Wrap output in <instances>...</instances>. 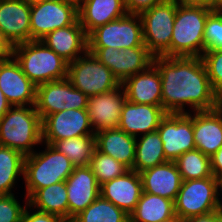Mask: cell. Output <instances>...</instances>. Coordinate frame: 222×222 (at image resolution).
<instances>
[{
	"label": "cell",
	"mask_w": 222,
	"mask_h": 222,
	"mask_svg": "<svg viewBox=\"0 0 222 222\" xmlns=\"http://www.w3.org/2000/svg\"><path fill=\"white\" fill-rule=\"evenodd\" d=\"M11 107V104L7 101L4 93L0 89V119L7 113V111Z\"/></svg>",
	"instance_id": "obj_45"
},
{
	"label": "cell",
	"mask_w": 222,
	"mask_h": 222,
	"mask_svg": "<svg viewBox=\"0 0 222 222\" xmlns=\"http://www.w3.org/2000/svg\"><path fill=\"white\" fill-rule=\"evenodd\" d=\"M31 4L23 0H0V29L15 46L31 41Z\"/></svg>",
	"instance_id": "obj_17"
},
{
	"label": "cell",
	"mask_w": 222,
	"mask_h": 222,
	"mask_svg": "<svg viewBox=\"0 0 222 222\" xmlns=\"http://www.w3.org/2000/svg\"><path fill=\"white\" fill-rule=\"evenodd\" d=\"M185 222H222V211L216 210L206 214L192 216L186 218Z\"/></svg>",
	"instance_id": "obj_41"
},
{
	"label": "cell",
	"mask_w": 222,
	"mask_h": 222,
	"mask_svg": "<svg viewBox=\"0 0 222 222\" xmlns=\"http://www.w3.org/2000/svg\"><path fill=\"white\" fill-rule=\"evenodd\" d=\"M124 0H81L78 20L88 36L94 29L127 15Z\"/></svg>",
	"instance_id": "obj_24"
},
{
	"label": "cell",
	"mask_w": 222,
	"mask_h": 222,
	"mask_svg": "<svg viewBox=\"0 0 222 222\" xmlns=\"http://www.w3.org/2000/svg\"><path fill=\"white\" fill-rule=\"evenodd\" d=\"M168 162L163 150V143L158 131L136 137L135 161L133 169L140 173Z\"/></svg>",
	"instance_id": "obj_28"
},
{
	"label": "cell",
	"mask_w": 222,
	"mask_h": 222,
	"mask_svg": "<svg viewBox=\"0 0 222 222\" xmlns=\"http://www.w3.org/2000/svg\"><path fill=\"white\" fill-rule=\"evenodd\" d=\"M0 89L11 106L36 103V86L23 73L13 56L0 60Z\"/></svg>",
	"instance_id": "obj_15"
},
{
	"label": "cell",
	"mask_w": 222,
	"mask_h": 222,
	"mask_svg": "<svg viewBox=\"0 0 222 222\" xmlns=\"http://www.w3.org/2000/svg\"><path fill=\"white\" fill-rule=\"evenodd\" d=\"M182 180L212 177L210 157L194 149L183 153L175 161Z\"/></svg>",
	"instance_id": "obj_33"
},
{
	"label": "cell",
	"mask_w": 222,
	"mask_h": 222,
	"mask_svg": "<svg viewBox=\"0 0 222 222\" xmlns=\"http://www.w3.org/2000/svg\"><path fill=\"white\" fill-rule=\"evenodd\" d=\"M88 52L110 69L120 83L145 71L152 64L154 57L144 44L120 50L113 47H88Z\"/></svg>",
	"instance_id": "obj_11"
},
{
	"label": "cell",
	"mask_w": 222,
	"mask_h": 222,
	"mask_svg": "<svg viewBox=\"0 0 222 222\" xmlns=\"http://www.w3.org/2000/svg\"><path fill=\"white\" fill-rule=\"evenodd\" d=\"M42 144L46 145L44 151H34L24 159L26 199L39 189L66 181L75 167L68 157L52 145Z\"/></svg>",
	"instance_id": "obj_5"
},
{
	"label": "cell",
	"mask_w": 222,
	"mask_h": 222,
	"mask_svg": "<svg viewBox=\"0 0 222 222\" xmlns=\"http://www.w3.org/2000/svg\"><path fill=\"white\" fill-rule=\"evenodd\" d=\"M14 46L5 37L4 33L0 29V60H4L12 57Z\"/></svg>",
	"instance_id": "obj_43"
},
{
	"label": "cell",
	"mask_w": 222,
	"mask_h": 222,
	"mask_svg": "<svg viewBox=\"0 0 222 222\" xmlns=\"http://www.w3.org/2000/svg\"><path fill=\"white\" fill-rule=\"evenodd\" d=\"M181 5L204 6L217 11V0H175Z\"/></svg>",
	"instance_id": "obj_44"
},
{
	"label": "cell",
	"mask_w": 222,
	"mask_h": 222,
	"mask_svg": "<svg viewBox=\"0 0 222 222\" xmlns=\"http://www.w3.org/2000/svg\"><path fill=\"white\" fill-rule=\"evenodd\" d=\"M161 222H185V219L179 217L178 215H175L172 218Z\"/></svg>",
	"instance_id": "obj_47"
},
{
	"label": "cell",
	"mask_w": 222,
	"mask_h": 222,
	"mask_svg": "<svg viewBox=\"0 0 222 222\" xmlns=\"http://www.w3.org/2000/svg\"><path fill=\"white\" fill-rule=\"evenodd\" d=\"M95 135L86 109H68L47 115L42 120V142L52 145L54 142Z\"/></svg>",
	"instance_id": "obj_13"
},
{
	"label": "cell",
	"mask_w": 222,
	"mask_h": 222,
	"mask_svg": "<svg viewBox=\"0 0 222 222\" xmlns=\"http://www.w3.org/2000/svg\"><path fill=\"white\" fill-rule=\"evenodd\" d=\"M25 156L9 147L0 146V195L14 194L12 189L23 177Z\"/></svg>",
	"instance_id": "obj_30"
},
{
	"label": "cell",
	"mask_w": 222,
	"mask_h": 222,
	"mask_svg": "<svg viewBox=\"0 0 222 222\" xmlns=\"http://www.w3.org/2000/svg\"><path fill=\"white\" fill-rule=\"evenodd\" d=\"M67 102V78L50 81L36 86L35 108L41 119L65 110Z\"/></svg>",
	"instance_id": "obj_29"
},
{
	"label": "cell",
	"mask_w": 222,
	"mask_h": 222,
	"mask_svg": "<svg viewBox=\"0 0 222 222\" xmlns=\"http://www.w3.org/2000/svg\"><path fill=\"white\" fill-rule=\"evenodd\" d=\"M205 51L222 49V11H213L204 29Z\"/></svg>",
	"instance_id": "obj_36"
},
{
	"label": "cell",
	"mask_w": 222,
	"mask_h": 222,
	"mask_svg": "<svg viewBox=\"0 0 222 222\" xmlns=\"http://www.w3.org/2000/svg\"><path fill=\"white\" fill-rule=\"evenodd\" d=\"M88 47L126 49L144 44L140 15L127 14L94 29L88 36Z\"/></svg>",
	"instance_id": "obj_10"
},
{
	"label": "cell",
	"mask_w": 222,
	"mask_h": 222,
	"mask_svg": "<svg viewBox=\"0 0 222 222\" xmlns=\"http://www.w3.org/2000/svg\"><path fill=\"white\" fill-rule=\"evenodd\" d=\"M196 149L212 157L222 146V104L212 110L193 112Z\"/></svg>",
	"instance_id": "obj_20"
},
{
	"label": "cell",
	"mask_w": 222,
	"mask_h": 222,
	"mask_svg": "<svg viewBox=\"0 0 222 222\" xmlns=\"http://www.w3.org/2000/svg\"><path fill=\"white\" fill-rule=\"evenodd\" d=\"M129 216L130 222L165 221L175 216L174 201L142 192L135 210Z\"/></svg>",
	"instance_id": "obj_27"
},
{
	"label": "cell",
	"mask_w": 222,
	"mask_h": 222,
	"mask_svg": "<svg viewBox=\"0 0 222 222\" xmlns=\"http://www.w3.org/2000/svg\"><path fill=\"white\" fill-rule=\"evenodd\" d=\"M88 104V96L76 89L67 79V102H65V110L68 109H86Z\"/></svg>",
	"instance_id": "obj_38"
},
{
	"label": "cell",
	"mask_w": 222,
	"mask_h": 222,
	"mask_svg": "<svg viewBox=\"0 0 222 222\" xmlns=\"http://www.w3.org/2000/svg\"><path fill=\"white\" fill-rule=\"evenodd\" d=\"M167 112L162 106L125 101L118 128L133 137L157 130Z\"/></svg>",
	"instance_id": "obj_18"
},
{
	"label": "cell",
	"mask_w": 222,
	"mask_h": 222,
	"mask_svg": "<svg viewBox=\"0 0 222 222\" xmlns=\"http://www.w3.org/2000/svg\"><path fill=\"white\" fill-rule=\"evenodd\" d=\"M217 11H222V0H217Z\"/></svg>",
	"instance_id": "obj_48"
},
{
	"label": "cell",
	"mask_w": 222,
	"mask_h": 222,
	"mask_svg": "<svg viewBox=\"0 0 222 222\" xmlns=\"http://www.w3.org/2000/svg\"><path fill=\"white\" fill-rule=\"evenodd\" d=\"M142 190L161 197L175 200L182 185V177L174 161L148 168L139 173Z\"/></svg>",
	"instance_id": "obj_23"
},
{
	"label": "cell",
	"mask_w": 222,
	"mask_h": 222,
	"mask_svg": "<svg viewBox=\"0 0 222 222\" xmlns=\"http://www.w3.org/2000/svg\"><path fill=\"white\" fill-rule=\"evenodd\" d=\"M157 131L168 161H175L183 153L196 149L192 113H167Z\"/></svg>",
	"instance_id": "obj_12"
},
{
	"label": "cell",
	"mask_w": 222,
	"mask_h": 222,
	"mask_svg": "<svg viewBox=\"0 0 222 222\" xmlns=\"http://www.w3.org/2000/svg\"><path fill=\"white\" fill-rule=\"evenodd\" d=\"M24 202L21 205L15 194L0 195V222H21L28 199Z\"/></svg>",
	"instance_id": "obj_37"
},
{
	"label": "cell",
	"mask_w": 222,
	"mask_h": 222,
	"mask_svg": "<svg viewBox=\"0 0 222 222\" xmlns=\"http://www.w3.org/2000/svg\"><path fill=\"white\" fill-rule=\"evenodd\" d=\"M73 222H130V216L101 195L73 219Z\"/></svg>",
	"instance_id": "obj_32"
},
{
	"label": "cell",
	"mask_w": 222,
	"mask_h": 222,
	"mask_svg": "<svg viewBox=\"0 0 222 222\" xmlns=\"http://www.w3.org/2000/svg\"><path fill=\"white\" fill-rule=\"evenodd\" d=\"M41 41L68 63L88 51L87 35L78 19L72 25L50 32Z\"/></svg>",
	"instance_id": "obj_22"
},
{
	"label": "cell",
	"mask_w": 222,
	"mask_h": 222,
	"mask_svg": "<svg viewBox=\"0 0 222 222\" xmlns=\"http://www.w3.org/2000/svg\"><path fill=\"white\" fill-rule=\"evenodd\" d=\"M78 19V4L70 0H40L31 4V40L72 25Z\"/></svg>",
	"instance_id": "obj_9"
},
{
	"label": "cell",
	"mask_w": 222,
	"mask_h": 222,
	"mask_svg": "<svg viewBox=\"0 0 222 222\" xmlns=\"http://www.w3.org/2000/svg\"><path fill=\"white\" fill-rule=\"evenodd\" d=\"M52 146L68 157L75 167L89 166L95 149V135L62 139Z\"/></svg>",
	"instance_id": "obj_31"
},
{
	"label": "cell",
	"mask_w": 222,
	"mask_h": 222,
	"mask_svg": "<svg viewBox=\"0 0 222 222\" xmlns=\"http://www.w3.org/2000/svg\"><path fill=\"white\" fill-rule=\"evenodd\" d=\"M217 192L214 176L183 181L174 200L175 215L186 219L219 210Z\"/></svg>",
	"instance_id": "obj_8"
},
{
	"label": "cell",
	"mask_w": 222,
	"mask_h": 222,
	"mask_svg": "<svg viewBox=\"0 0 222 222\" xmlns=\"http://www.w3.org/2000/svg\"><path fill=\"white\" fill-rule=\"evenodd\" d=\"M212 12L213 10L208 7L177 3L170 42V57L202 56L205 52V23Z\"/></svg>",
	"instance_id": "obj_2"
},
{
	"label": "cell",
	"mask_w": 222,
	"mask_h": 222,
	"mask_svg": "<svg viewBox=\"0 0 222 222\" xmlns=\"http://www.w3.org/2000/svg\"><path fill=\"white\" fill-rule=\"evenodd\" d=\"M70 1H73L78 4L81 0H70Z\"/></svg>",
	"instance_id": "obj_50"
},
{
	"label": "cell",
	"mask_w": 222,
	"mask_h": 222,
	"mask_svg": "<svg viewBox=\"0 0 222 222\" xmlns=\"http://www.w3.org/2000/svg\"><path fill=\"white\" fill-rule=\"evenodd\" d=\"M217 193H218V206L219 210L222 211V200L220 199V193L222 194V177L217 179Z\"/></svg>",
	"instance_id": "obj_46"
},
{
	"label": "cell",
	"mask_w": 222,
	"mask_h": 222,
	"mask_svg": "<svg viewBox=\"0 0 222 222\" xmlns=\"http://www.w3.org/2000/svg\"><path fill=\"white\" fill-rule=\"evenodd\" d=\"M177 2L167 0L140 14L143 42L153 56L170 57Z\"/></svg>",
	"instance_id": "obj_6"
},
{
	"label": "cell",
	"mask_w": 222,
	"mask_h": 222,
	"mask_svg": "<svg viewBox=\"0 0 222 222\" xmlns=\"http://www.w3.org/2000/svg\"><path fill=\"white\" fill-rule=\"evenodd\" d=\"M212 175L218 179L222 177V146L210 157Z\"/></svg>",
	"instance_id": "obj_42"
},
{
	"label": "cell",
	"mask_w": 222,
	"mask_h": 222,
	"mask_svg": "<svg viewBox=\"0 0 222 222\" xmlns=\"http://www.w3.org/2000/svg\"><path fill=\"white\" fill-rule=\"evenodd\" d=\"M42 143V119L35 105L12 106L0 119V146L27 156Z\"/></svg>",
	"instance_id": "obj_3"
},
{
	"label": "cell",
	"mask_w": 222,
	"mask_h": 222,
	"mask_svg": "<svg viewBox=\"0 0 222 222\" xmlns=\"http://www.w3.org/2000/svg\"><path fill=\"white\" fill-rule=\"evenodd\" d=\"M33 207L27 204L24 209L21 222H66L62 217L34 210Z\"/></svg>",
	"instance_id": "obj_39"
},
{
	"label": "cell",
	"mask_w": 222,
	"mask_h": 222,
	"mask_svg": "<svg viewBox=\"0 0 222 222\" xmlns=\"http://www.w3.org/2000/svg\"><path fill=\"white\" fill-rule=\"evenodd\" d=\"M65 184L70 221L100 196V185L89 166L74 167Z\"/></svg>",
	"instance_id": "obj_16"
},
{
	"label": "cell",
	"mask_w": 222,
	"mask_h": 222,
	"mask_svg": "<svg viewBox=\"0 0 222 222\" xmlns=\"http://www.w3.org/2000/svg\"><path fill=\"white\" fill-rule=\"evenodd\" d=\"M99 185L123 175L129 169L113 157L99 152L96 148L89 164Z\"/></svg>",
	"instance_id": "obj_34"
},
{
	"label": "cell",
	"mask_w": 222,
	"mask_h": 222,
	"mask_svg": "<svg viewBox=\"0 0 222 222\" xmlns=\"http://www.w3.org/2000/svg\"><path fill=\"white\" fill-rule=\"evenodd\" d=\"M67 79L88 97L111 91L121 85L112 71L88 51L68 63Z\"/></svg>",
	"instance_id": "obj_7"
},
{
	"label": "cell",
	"mask_w": 222,
	"mask_h": 222,
	"mask_svg": "<svg viewBox=\"0 0 222 222\" xmlns=\"http://www.w3.org/2000/svg\"><path fill=\"white\" fill-rule=\"evenodd\" d=\"M95 148L113 157L128 169H133L136 137L130 136L119 128L95 132Z\"/></svg>",
	"instance_id": "obj_25"
},
{
	"label": "cell",
	"mask_w": 222,
	"mask_h": 222,
	"mask_svg": "<svg viewBox=\"0 0 222 222\" xmlns=\"http://www.w3.org/2000/svg\"><path fill=\"white\" fill-rule=\"evenodd\" d=\"M122 85L102 94L88 97L87 114L95 132L118 128L121 111L126 101Z\"/></svg>",
	"instance_id": "obj_14"
},
{
	"label": "cell",
	"mask_w": 222,
	"mask_h": 222,
	"mask_svg": "<svg viewBox=\"0 0 222 222\" xmlns=\"http://www.w3.org/2000/svg\"><path fill=\"white\" fill-rule=\"evenodd\" d=\"M28 205L41 212L55 214L69 221V206L65 181L35 191Z\"/></svg>",
	"instance_id": "obj_26"
},
{
	"label": "cell",
	"mask_w": 222,
	"mask_h": 222,
	"mask_svg": "<svg viewBox=\"0 0 222 222\" xmlns=\"http://www.w3.org/2000/svg\"><path fill=\"white\" fill-rule=\"evenodd\" d=\"M165 1L167 0H124L127 13L135 15H140L142 12Z\"/></svg>",
	"instance_id": "obj_40"
},
{
	"label": "cell",
	"mask_w": 222,
	"mask_h": 222,
	"mask_svg": "<svg viewBox=\"0 0 222 222\" xmlns=\"http://www.w3.org/2000/svg\"><path fill=\"white\" fill-rule=\"evenodd\" d=\"M23 1L32 4V3L38 2V1H40V0H23Z\"/></svg>",
	"instance_id": "obj_49"
},
{
	"label": "cell",
	"mask_w": 222,
	"mask_h": 222,
	"mask_svg": "<svg viewBox=\"0 0 222 222\" xmlns=\"http://www.w3.org/2000/svg\"><path fill=\"white\" fill-rule=\"evenodd\" d=\"M142 192L140 174L132 169L100 185V195L128 215L135 210Z\"/></svg>",
	"instance_id": "obj_19"
},
{
	"label": "cell",
	"mask_w": 222,
	"mask_h": 222,
	"mask_svg": "<svg viewBox=\"0 0 222 222\" xmlns=\"http://www.w3.org/2000/svg\"><path fill=\"white\" fill-rule=\"evenodd\" d=\"M162 83V108L167 113L212 110L222 104L210 83L201 57L154 56ZM189 106L188 111L185 107Z\"/></svg>",
	"instance_id": "obj_1"
},
{
	"label": "cell",
	"mask_w": 222,
	"mask_h": 222,
	"mask_svg": "<svg viewBox=\"0 0 222 222\" xmlns=\"http://www.w3.org/2000/svg\"><path fill=\"white\" fill-rule=\"evenodd\" d=\"M12 56L35 86L67 78L68 62L41 40L15 45Z\"/></svg>",
	"instance_id": "obj_4"
},
{
	"label": "cell",
	"mask_w": 222,
	"mask_h": 222,
	"mask_svg": "<svg viewBox=\"0 0 222 222\" xmlns=\"http://www.w3.org/2000/svg\"><path fill=\"white\" fill-rule=\"evenodd\" d=\"M201 59L213 90L222 100V49L205 51Z\"/></svg>",
	"instance_id": "obj_35"
},
{
	"label": "cell",
	"mask_w": 222,
	"mask_h": 222,
	"mask_svg": "<svg viewBox=\"0 0 222 222\" xmlns=\"http://www.w3.org/2000/svg\"><path fill=\"white\" fill-rule=\"evenodd\" d=\"M121 85L124 87L127 101L162 106L161 76L153 64L145 71L126 78Z\"/></svg>",
	"instance_id": "obj_21"
}]
</instances>
